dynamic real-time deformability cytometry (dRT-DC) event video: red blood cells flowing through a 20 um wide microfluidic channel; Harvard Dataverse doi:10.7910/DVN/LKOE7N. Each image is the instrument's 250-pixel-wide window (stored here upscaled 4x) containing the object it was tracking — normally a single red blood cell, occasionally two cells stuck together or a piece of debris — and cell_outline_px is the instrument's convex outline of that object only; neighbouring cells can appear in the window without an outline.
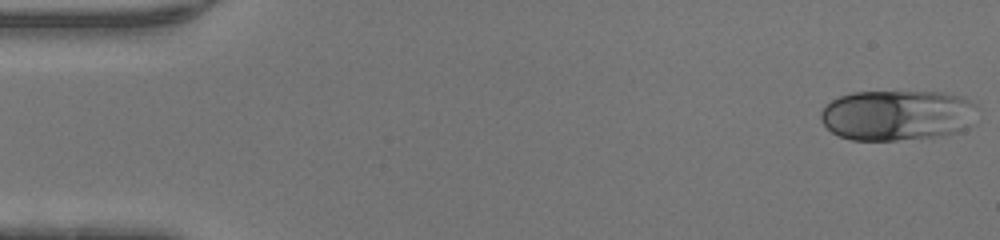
{"species": "human", "species_latin": "Homo sapiens", "temperature_condition": "warm", "stored_images_in_passage": 46, "camera_frame_rate_fps": 3000, "um_per_image_px": 0.085, "donor": {"sex": "male"}, "frame": {"image": 1, "passage_image": 1, "time_ms": 0.0, "image_size_px": [1000, 240], "cell_outline_px": [[976, 104], [968, 124], [960, 132], [948, 136], [896, 140], [852, 140], [840, 136], [832, 132], [820, 120], [820, 112], [832, 100], [840, 96], [852, 92], [940, 92], [964, 96]], "centroid_in_image_um": [76.25, 9.8], "position_along_channel_um": 8.8, "area_um2": 46.12}}
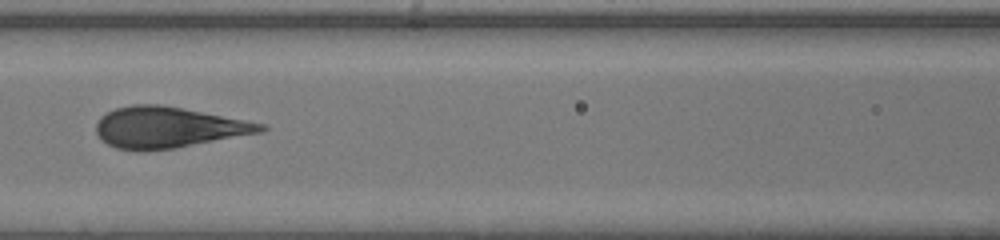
{"frame": {"image": 2, "passage_image": 20, "time_ms": 6.333, "image_size_px": [1000, 240], "cell_outline_px": [[268, 128], [260, 132], [176, 148], [116, 148], [100, 140], [96, 132], [96, 124], [100, 116], [116, 108], [132, 104], [160, 104], [244, 120], [264, 124]], "centroid_in_image_um": [14.25, 10.8], "position_along_channel_um": 152.3, "area_um2": 38.26}}
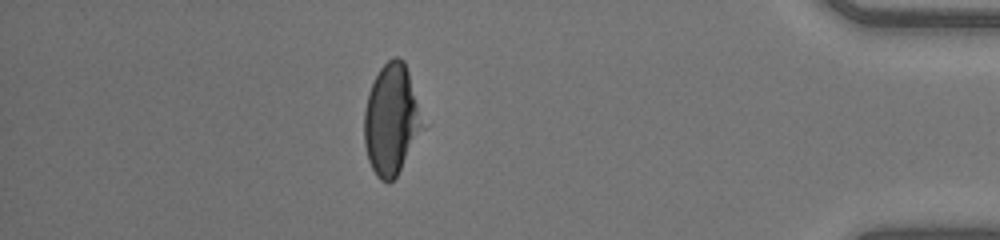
{"frame": {"image": 3, "passage_image": 40, "time_ms": 13.0, "image_size_px": [1000, 240], "cell_outline_px": [[424, 128], [396, 176], [388, 184], [380, 180], [376, 176], [368, 160], [364, 144], [364, 112], [368, 92], [380, 68], [392, 56], [396, 56], [404, 60], [408, 72]], "centroid_in_image_um": [33.23, 10.19], "position_along_channel_um": 402.0, "area_um2": 37.22}}